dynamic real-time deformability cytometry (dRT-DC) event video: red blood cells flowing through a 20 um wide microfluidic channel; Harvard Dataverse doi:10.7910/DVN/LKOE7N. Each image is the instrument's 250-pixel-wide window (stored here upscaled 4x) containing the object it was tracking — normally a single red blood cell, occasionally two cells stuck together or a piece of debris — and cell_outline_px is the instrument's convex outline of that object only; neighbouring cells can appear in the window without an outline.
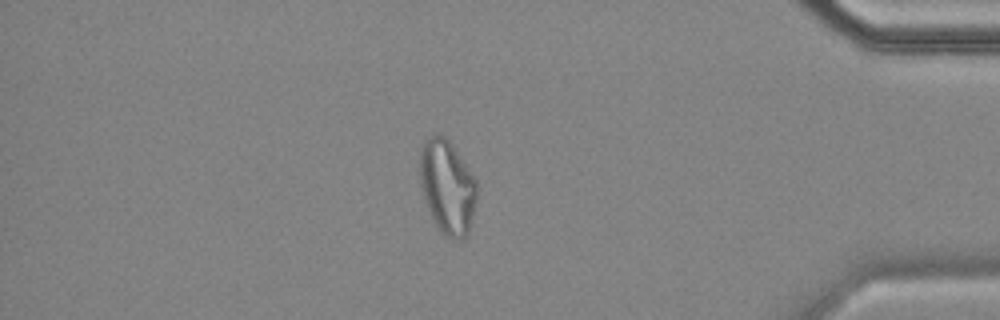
{"species": "common noctule bat (a hibernating species)", "species_latin": "Nyctalus noctula", "temperature_condition": "cold", "stored_images_in_passage": 56, "camera_frame_rate_fps": 3000, "um_per_image_px": 0.085, "animal": {"sex": "female", "body_mass_g": 18.4}, "frame": {"image": 1, "passage_image": 48, "time_ms": 15.667, "image_size_px": [1000, 320], "cell_outline_px": [[476, 200], [472, 220], [468, 232], [464, 240], [452, 240], [444, 236], [432, 220], [424, 200], [420, 184], [420, 148], [428, 136], [436, 132], [444, 136], [452, 144], [476, 180]], "centroid_in_image_um": [38.0, 15.91], "position_along_channel_um": 397.2, "area_um2": 31.56}}